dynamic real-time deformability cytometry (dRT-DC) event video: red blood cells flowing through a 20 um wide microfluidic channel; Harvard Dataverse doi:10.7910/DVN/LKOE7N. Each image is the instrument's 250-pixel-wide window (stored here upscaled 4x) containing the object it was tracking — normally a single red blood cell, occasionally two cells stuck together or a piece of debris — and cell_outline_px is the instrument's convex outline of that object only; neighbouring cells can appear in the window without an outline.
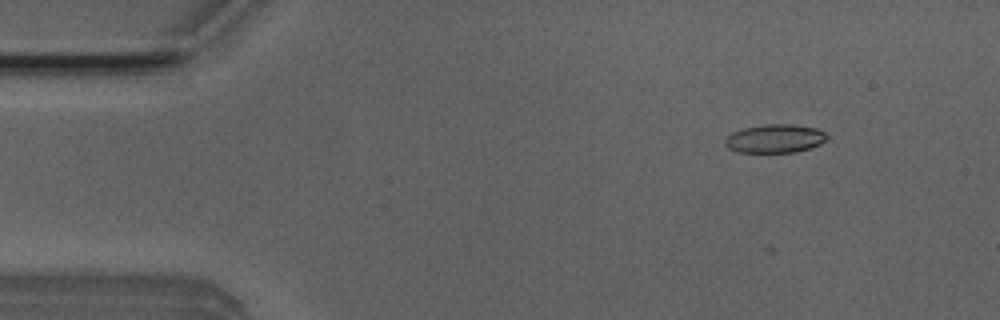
{"species": "Egyptian fruit bat (a non-hibernating species)", "species_latin": "Rousettus aegyptiacus", "temperature_condition": "room temperature", "stored_images_in_passage": 49, "camera_frame_rate_fps": 3000, "um_per_image_px": 0.085, "animal": {"sex": "male"}, "frame": {"image": 1, "passage_image": 5, "time_ms": 1.333, "image_size_px": [1000, 320], "cell_outline_px": [[828, 136], [820, 144], [796, 152], [736, 152], [728, 148], [724, 144], [724, 140], [732, 132], [744, 128], [768, 124], [792, 124], [816, 128], [824, 132]], "centroid_in_image_um": [65.84, 11.78], "position_along_channel_um": 19.2, "area_um2": 16.82}}
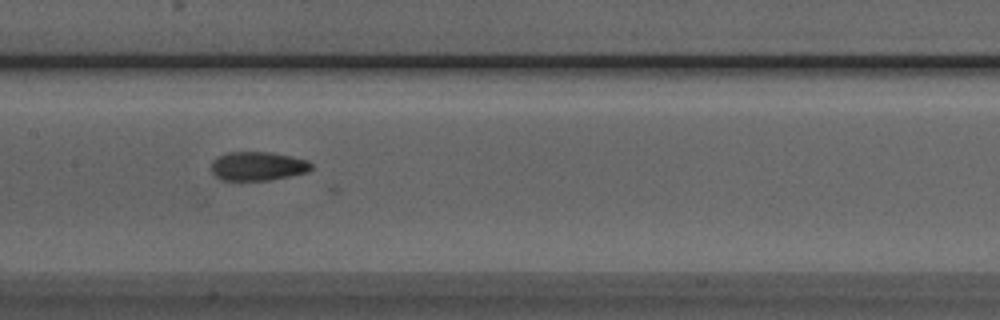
{"frame": {"image": 2, "passage_image": 24, "time_ms": 7.667, "image_size_px": [1000, 320], "cell_outline_px": [[312, 168], [308, 172], [268, 180], [220, 180], [212, 172], [212, 160], [228, 152], [272, 152], [292, 156], [308, 160], [312, 164]], "centroid_in_image_um": [21.93, 14.11], "position_along_channel_um": 185.5, "area_um2": 16.82}}
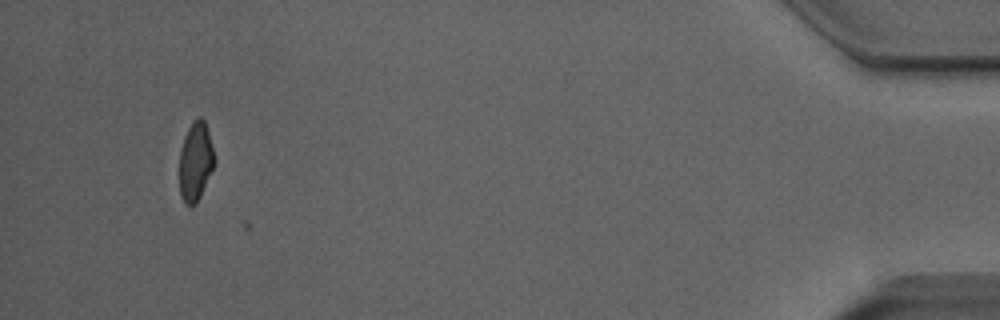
{"frame": {"image": 3, "passage_image": 48, "time_ms": 15.667, "image_size_px": [1000, 320], "cell_outline_px": [[216, 164], [196, 204], [184, 204], [180, 196], [180, 148], [184, 136], [188, 128], [200, 116], [204, 120], [208, 132], [216, 160]], "centroid_in_image_um": [16.63, 13.75], "position_along_channel_um": 418.6, "area_um2": 16.07}}